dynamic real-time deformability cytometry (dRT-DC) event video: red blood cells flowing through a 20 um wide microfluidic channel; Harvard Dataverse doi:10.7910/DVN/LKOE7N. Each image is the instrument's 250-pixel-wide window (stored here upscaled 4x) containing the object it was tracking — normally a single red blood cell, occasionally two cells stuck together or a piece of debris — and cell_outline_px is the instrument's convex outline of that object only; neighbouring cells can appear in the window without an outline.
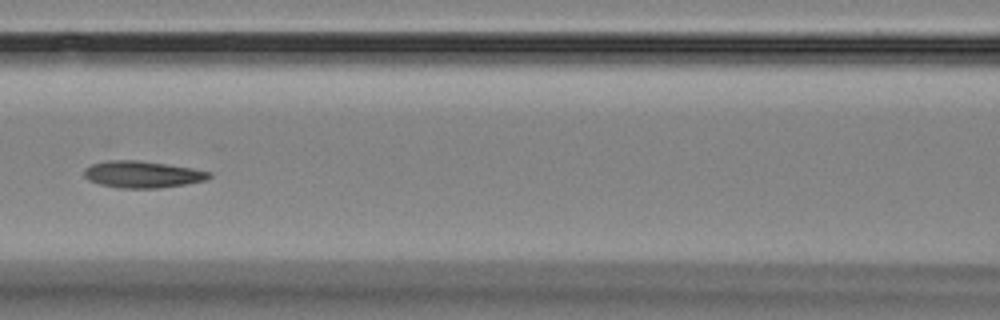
{"species": "Egyptian fruit bat (a non-hibernating species)", "species_latin": "Rousettus aegyptiacus", "temperature_condition": "room temperature", "stored_images_in_passage": 18, "segment_of_instrument_passage": [1, 2], "camera_frame_rate_fps": 3000, "um_per_image_px": 0.085, "animal": {"sex": "female"}, "frame": {"image": 1, "passage_image": 8, "time_ms": 8.0, "image_size_px": [1000, 320], "cell_outline_px": [[212, 176], [204, 180], [184, 184], [160, 188], [120, 188], [100, 184], [88, 180], [84, 176], [84, 168], [92, 164], [104, 160], [140, 160], [192, 168], [212, 172]], "centroid_in_image_um": [12.07, 14.81], "position_along_channel_um": 154.5, "area_um2": 19.54}}
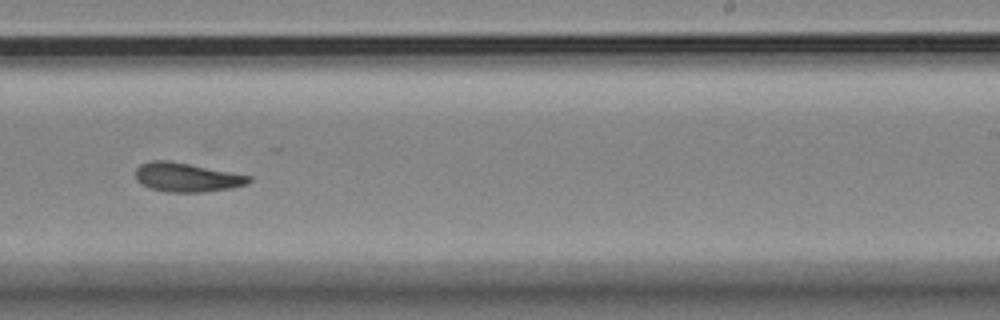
{"frame": {"image": 2, "passage_image": 11, "time_ms": 11.333, "image_size_px": [1000, 320], "cell_outline_px": [[252, 180], [248, 184], [232, 188], [204, 192], [164, 192], [140, 184], [136, 180], [136, 168], [140, 164], [152, 160], [168, 160], [252, 176]], "centroid_in_image_um": [15.87, 15.08], "position_along_channel_um": 273.1, "area_um2": 19.25}}
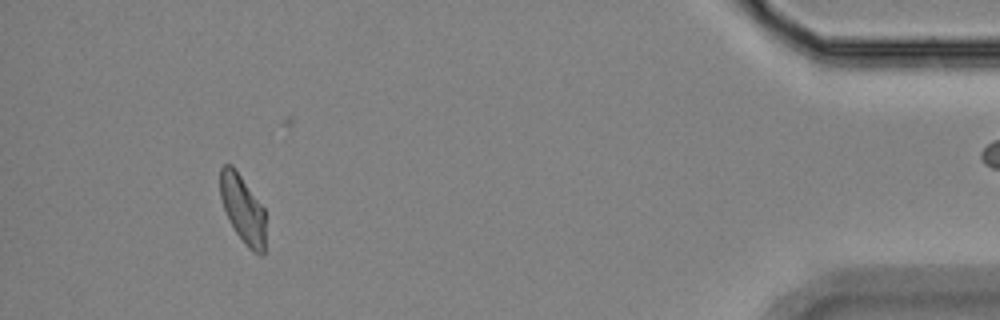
{"frame": {"image": 3, "passage_image": 16, "time_ms": 17.0, "image_size_px": [1000, 320], "cell_outline_px": [[264, 256], [260, 256], [252, 252], [244, 244], [228, 220], [220, 196], [220, 168], [224, 164], [232, 164], [264, 208]], "centroid_in_image_um": [20.62, 17.79], "position_along_channel_um": 414.6, "area_um2": 17.98}}